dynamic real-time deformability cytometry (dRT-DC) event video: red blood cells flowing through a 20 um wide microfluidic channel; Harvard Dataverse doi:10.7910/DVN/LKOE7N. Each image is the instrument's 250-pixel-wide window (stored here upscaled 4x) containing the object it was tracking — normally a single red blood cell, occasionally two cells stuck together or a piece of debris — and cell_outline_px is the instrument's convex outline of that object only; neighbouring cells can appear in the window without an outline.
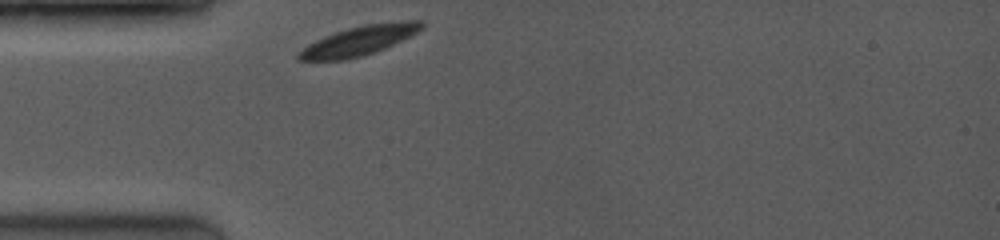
{"species": "common noctule bat (a hibernating species)", "species_latin": "Nyctalus noctula", "temperature_condition": "room temperature", "stored_images_in_passage": 10, "camera_frame_rate_fps": 3500, "um_per_image_px": 0.085, "animal": {"sex": "female", "body_mass_g": 19.0, "forearm_length_mm": 53.3}, "frame": {"image": 1, "passage_image": 1, "time_ms": 0.0, "image_size_px": [1000, 240], "cell_outline_px": [[424, 28], [384, 48], [360, 56], [344, 60], [300, 60], [296, 56], [296, 52], [308, 44], [324, 36], [348, 28], [364, 24], [404, 20], [424, 20]], "centroid_in_image_um": [30.51, 3.44], "position_along_channel_um": 54.5, "area_um2": 20.87}}